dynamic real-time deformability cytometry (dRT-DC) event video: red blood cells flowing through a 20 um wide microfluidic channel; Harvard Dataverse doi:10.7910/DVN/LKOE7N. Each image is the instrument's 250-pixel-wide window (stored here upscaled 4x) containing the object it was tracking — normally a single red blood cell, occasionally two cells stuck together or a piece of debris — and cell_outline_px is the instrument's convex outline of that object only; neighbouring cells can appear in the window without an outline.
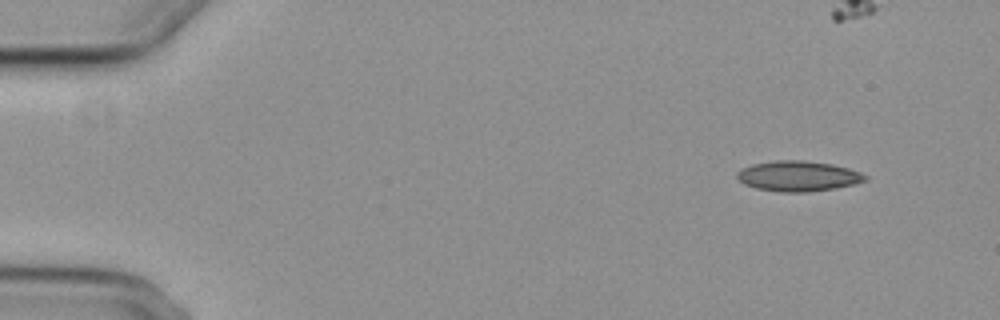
{"species": "common noctule bat (a hibernating species)", "species_latin": "Nyctalus noctula", "temperature_condition": "cold", "stored_images_in_passage": 7, "camera_frame_rate_fps": 3000, "um_per_image_px": 0.085, "animal": {"sex": "female", "body_mass_g": 29.2, "forearm_length_mm": 56.3}, "frame": {"image": 1, "passage_image": 1, "time_ms": 0.0, "image_size_px": [1000, 320], "cell_outline_px": [[868, 180], [856, 184], [836, 188], [808, 192], [780, 192], [756, 188], [744, 184], [736, 176], [736, 172], [752, 164], [776, 160], [800, 160], [832, 164], [848, 168], [860, 172], [868, 176]], "centroid_in_image_um": [67.87, 14.97], "position_along_channel_um": 17.1, "area_um2": 22.72}}
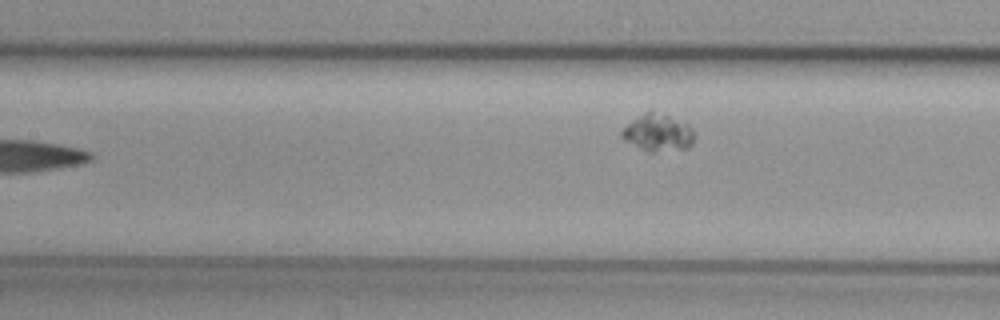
{"frame": {"image": 2, "passage_image": 7, "time_ms": 8.0, "image_size_px": [1000, 320], "cell_outline_px": [[696, 136], [692, 144], [688, 148], [652, 152], [648, 152], [624, 140], [620, 136], [620, 132], [632, 120], [644, 112], [652, 112], [668, 116], [688, 124], [696, 132]], "centroid_in_image_um": [55.95, 11.3], "position_along_channel_um": 151.4, "area_um2": 15.61}}